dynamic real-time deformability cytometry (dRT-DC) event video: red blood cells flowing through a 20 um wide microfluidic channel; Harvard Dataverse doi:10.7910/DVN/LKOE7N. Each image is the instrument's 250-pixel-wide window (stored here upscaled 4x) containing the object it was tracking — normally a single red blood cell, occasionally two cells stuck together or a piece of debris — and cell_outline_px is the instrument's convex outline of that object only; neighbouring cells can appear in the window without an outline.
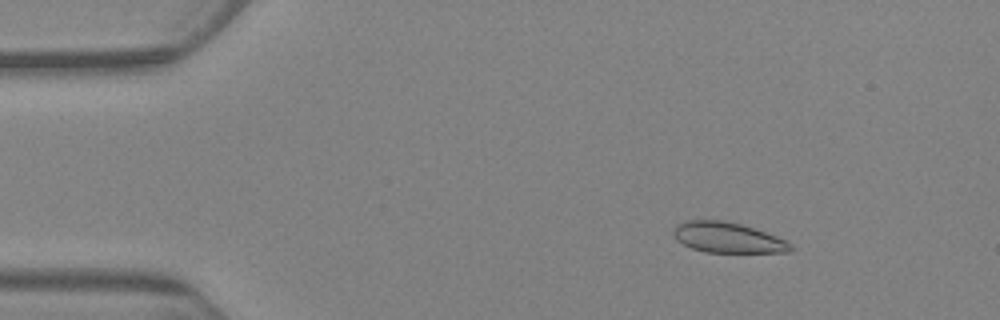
{"species": "Egyptian fruit bat (a non-hibernating species)", "species_latin": "Rousettus aegyptiacus", "temperature_condition": "warm", "stored_images_in_passage": 5, "camera_frame_rate_fps": 3000, "um_per_image_px": 0.085, "animal": {"sex": "female"}, "frame": {"image": 1, "passage_image": 2, "time_ms": 1.333, "image_size_px": [1000, 320], "cell_outline_px": [[796, 248], [788, 252], [704, 252], [692, 248], [676, 240], [672, 232], [672, 228], [676, 224], [688, 220], [724, 220], [740, 224], [788, 240]], "centroid_in_image_um": [61.85, 20.19], "position_along_channel_um": 23.2, "area_um2": 20.87}}
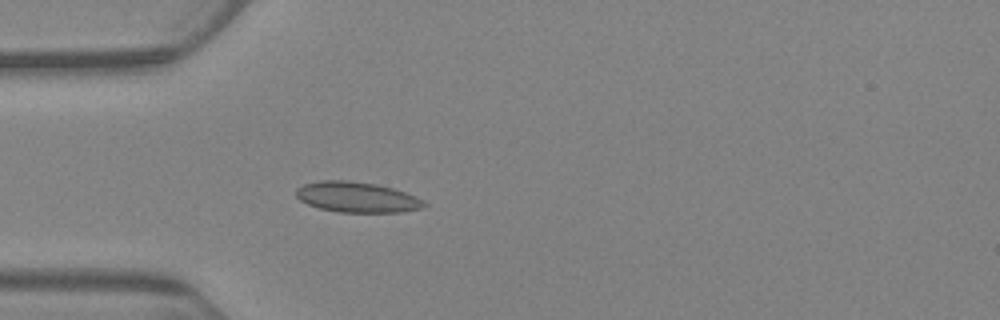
{"frame": {"image": 2, "passage_image": 5, "time_ms": 4.667, "image_size_px": [1000, 320], "cell_outline_px": [[428, 204], [424, 208], [400, 212], [340, 212], [320, 208], [308, 204], [300, 200], [296, 196], [296, 188], [304, 184], [320, 180], [344, 180], [376, 184], [392, 188], [416, 196]], "centroid_in_image_um": [30.35, 16.76], "position_along_channel_um": 54.7, "area_um2": 22.66}}